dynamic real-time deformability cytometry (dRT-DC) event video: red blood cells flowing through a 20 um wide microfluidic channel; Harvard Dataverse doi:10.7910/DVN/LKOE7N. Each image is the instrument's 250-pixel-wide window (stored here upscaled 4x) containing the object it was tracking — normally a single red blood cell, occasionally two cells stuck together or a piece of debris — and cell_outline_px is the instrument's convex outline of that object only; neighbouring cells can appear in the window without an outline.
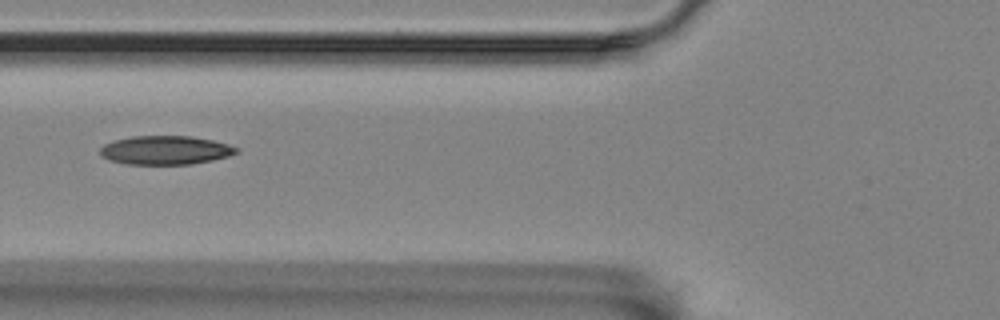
{"species": "Egyptian fruit bat (a non-hibernating species)", "species_latin": "Rousettus aegyptiacus", "temperature_condition": "room temperature", "stored_images_in_passage": 3, "camera_frame_rate_fps": 3000, "um_per_image_px": 0.085, "animal": {"sex": "female"}, "frame": {"image": 1, "passage_image": 3, "time_ms": 2.333, "image_size_px": [1000, 320], "cell_outline_px": [[240, 152], [228, 156], [212, 160], [192, 164], [128, 164], [112, 160], [104, 156], [100, 152], [100, 148], [104, 144], [116, 140], [132, 136], [192, 136], [212, 140], [228, 144], [240, 148]], "centroid_in_image_um": [14.13, 12.76], "position_along_channel_um": 111.7, "area_um2": 22.72}}